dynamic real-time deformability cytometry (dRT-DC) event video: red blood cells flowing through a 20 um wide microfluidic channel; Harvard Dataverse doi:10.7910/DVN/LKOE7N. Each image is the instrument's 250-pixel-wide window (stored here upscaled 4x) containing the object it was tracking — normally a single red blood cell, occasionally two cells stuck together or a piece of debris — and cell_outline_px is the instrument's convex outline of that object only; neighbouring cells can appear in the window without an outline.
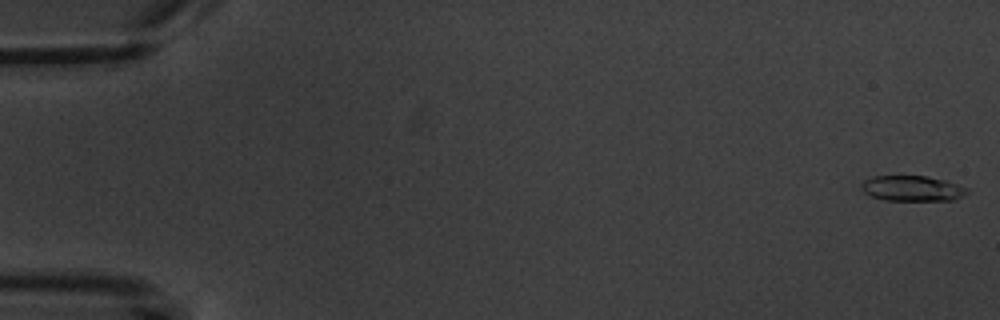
{"species": "common noctule bat (a hibernating species)", "species_latin": "Nyctalus noctula", "temperature_condition": "warm", "stored_images_in_passage": 5, "camera_frame_rate_fps": 3000, "um_per_image_px": 0.085, "animal": {"sex": "male", "body_mass_g": 20.1, "forearm_length_mm": 53.5}, "frame": {"image": 1, "passage_image": 1, "time_ms": 0.0, "image_size_px": [1000, 320], "cell_outline_px": [[968, 192], [964, 196], [956, 200], [884, 200], [872, 196], [864, 192], [860, 188], [860, 184], [864, 180], [872, 176], [928, 176], [948, 180], [968, 188]], "centroid_in_image_um": [77.57, 16.01], "position_along_channel_um": 7.4, "area_um2": 15.9}}